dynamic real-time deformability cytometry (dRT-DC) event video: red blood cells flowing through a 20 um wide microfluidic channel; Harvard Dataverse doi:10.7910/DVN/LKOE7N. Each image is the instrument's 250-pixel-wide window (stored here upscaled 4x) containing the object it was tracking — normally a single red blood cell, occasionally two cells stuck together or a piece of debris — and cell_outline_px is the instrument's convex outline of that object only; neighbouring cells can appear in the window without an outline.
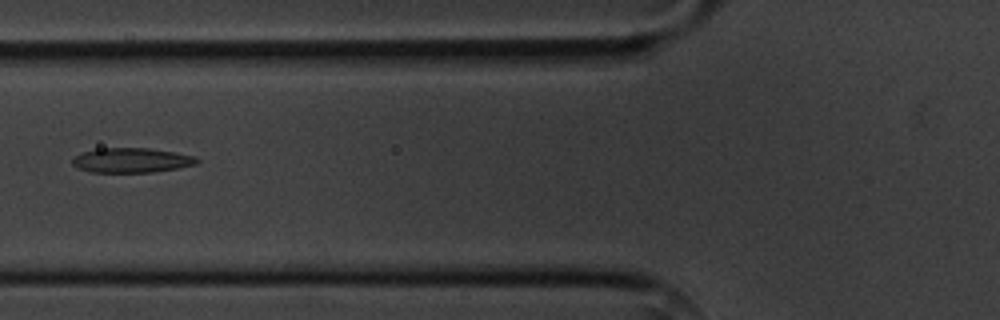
{"species": "common noctule bat (a hibernating species)", "species_latin": "Nyctalus noctula", "temperature_condition": "cold", "stored_images_in_passage": 8, "segment_of_instrument_passage": [1, 2], "camera_frame_rate_fps": 3000, "um_per_image_px": 0.085, "animal": {"sex": "male", "body_mass_g": 20.1, "forearm_length_mm": 53.5}, "frame": {"image": 1, "passage_image": 4, "time_ms": 3.667, "image_size_px": [1000, 320], "cell_outline_px": [[200, 160], [196, 164], [176, 168], [152, 172], [92, 172], [76, 168], [72, 164], [72, 156], [96, 148], [148, 148], [196, 156]], "centroid_in_image_um": [11.13, 13.62], "position_along_channel_um": 114.7, "area_um2": 17.92}}
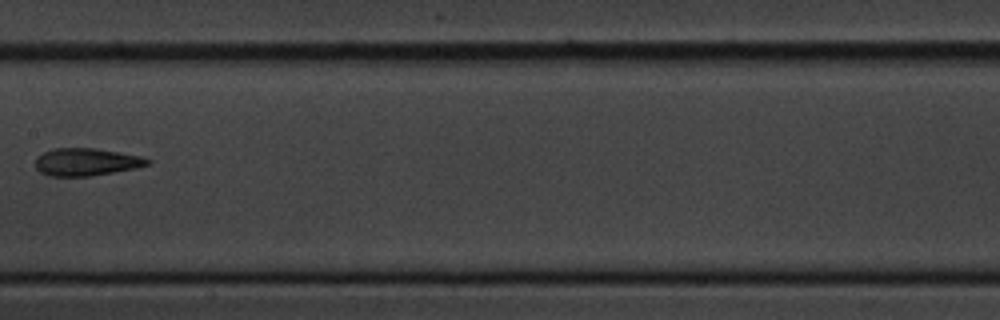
{"frame": {"image": 2, "passage_image": 6, "time_ms": 6.0, "image_size_px": [1000, 320], "cell_outline_px": [[152, 164], [136, 168], [88, 176], [48, 176], [40, 172], [36, 168], [36, 156], [52, 148], [96, 148], [140, 156], [152, 160]], "centroid_in_image_um": [7.33, 13.76], "position_along_channel_um": 200.1, "area_um2": 18.03}}
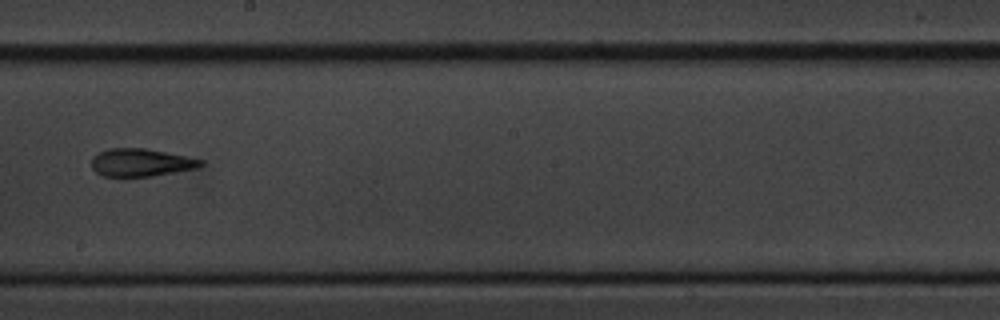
{"frame": {"image": 3, "passage_image": 7, "time_ms": 7.0, "image_size_px": [1000, 320], "cell_outline_px": [[204, 164], [196, 168], [152, 176], [104, 176], [96, 172], [92, 168], [92, 156], [108, 148], [144, 148], [204, 160]], "centroid_in_image_um": [11.96, 13.81], "position_along_channel_um": 236.2, "area_um2": 17.46}}